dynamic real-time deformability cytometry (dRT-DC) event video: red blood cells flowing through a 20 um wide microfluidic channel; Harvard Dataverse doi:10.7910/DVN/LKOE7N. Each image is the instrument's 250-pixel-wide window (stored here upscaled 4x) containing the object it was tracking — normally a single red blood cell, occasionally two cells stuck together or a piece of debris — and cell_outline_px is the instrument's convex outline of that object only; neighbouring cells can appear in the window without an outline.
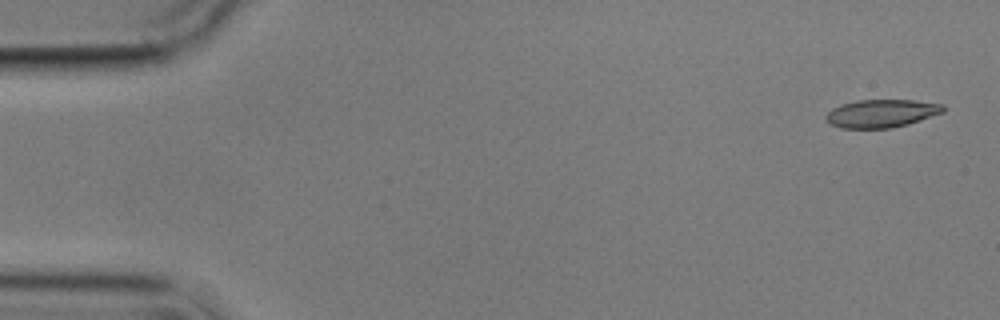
{"species": "common noctule bat (a hibernating species)", "species_latin": "Nyctalus noctula", "temperature_condition": "cold", "stored_images_in_passage": 4, "camera_frame_rate_fps": 3000, "um_per_image_px": 0.085, "animal": {"sex": "male", "body_mass_g": 17.9}, "frame": {"image": 1, "passage_image": 1, "time_ms": 0.0, "image_size_px": [1000, 320], "cell_outline_px": [[944, 112], [908, 124], [892, 128], [840, 128], [832, 124], [824, 116], [832, 108], [840, 104], [856, 100], [916, 100], [944, 104]], "centroid_in_image_um": [74.93, 9.63], "position_along_channel_um": 10.1, "area_um2": 19.19}}
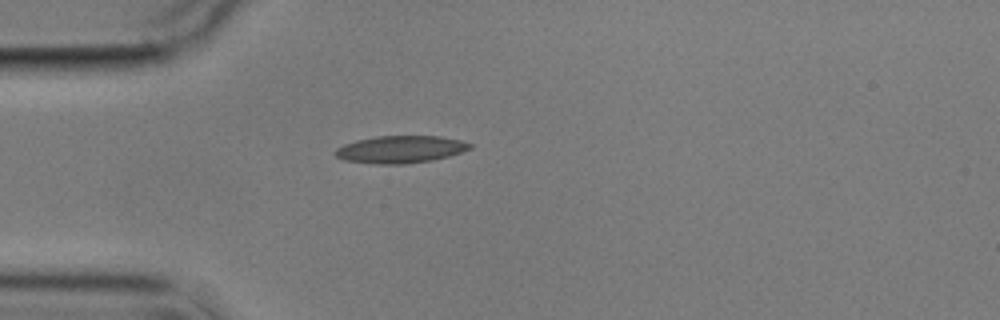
{"frame": {"image": 2, "passage_image": 4, "time_ms": 4.333, "image_size_px": [1000, 320], "cell_outline_px": [[472, 148], [448, 156], [432, 160], [404, 164], [376, 164], [344, 160], [336, 156], [332, 152], [336, 148], [344, 144], [356, 140], [376, 136], [440, 136], [460, 140], [472, 144]], "centroid_in_image_um": [34.0, 12.69], "position_along_channel_um": 51.0, "area_um2": 21.44}}